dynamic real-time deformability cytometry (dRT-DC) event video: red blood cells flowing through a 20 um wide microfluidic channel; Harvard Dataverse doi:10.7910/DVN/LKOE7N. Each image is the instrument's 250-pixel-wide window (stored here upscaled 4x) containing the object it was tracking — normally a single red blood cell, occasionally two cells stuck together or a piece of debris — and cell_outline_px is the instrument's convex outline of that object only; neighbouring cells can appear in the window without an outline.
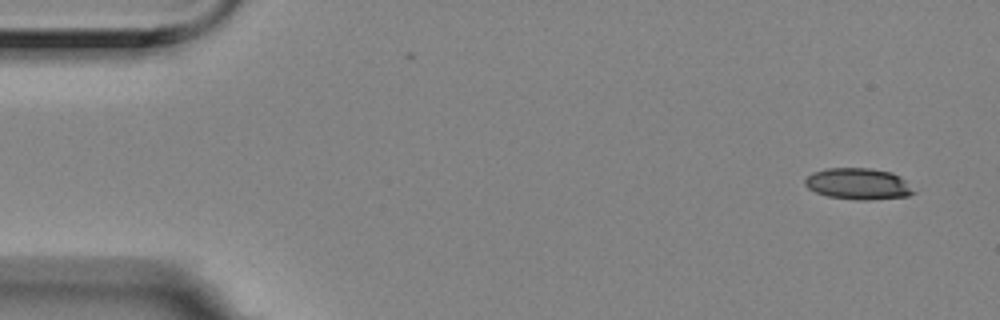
{"species": "Egyptian fruit bat (a non-hibernating species)", "species_latin": "Rousettus aegyptiacus", "temperature_condition": "room temperature", "stored_images_in_passage": 5, "camera_frame_rate_fps": 3000, "um_per_image_px": 0.085, "animal": {"sex": "female"}, "frame": {"image": 1, "passage_image": 1, "time_ms": 0.0, "image_size_px": [1000, 320], "cell_outline_px": [[916, 192], [908, 196], [868, 200], [856, 200], [828, 196], [816, 192], [808, 188], [804, 184], [804, 180], [812, 172], [824, 168], [872, 168], [892, 172], [900, 176]], "centroid_in_image_um": [72.94, 15.62], "position_along_channel_um": 12.1, "area_um2": 19.94}}
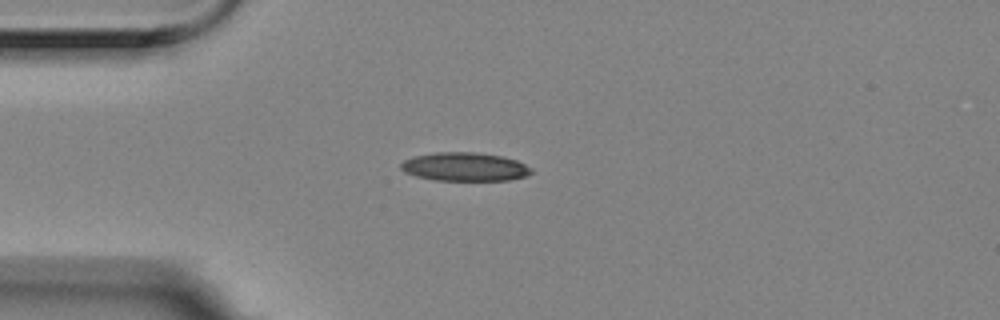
{"frame": {"image": 2, "passage_image": 4, "time_ms": 1.0, "image_size_px": [1000, 320], "cell_outline_px": [[532, 172], [524, 176], [508, 180], [436, 180], [416, 176], [404, 172], [400, 168], [400, 164], [404, 160], [416, 156], [436, 152], [472, 152], [500, 156], [516, 160], [532, 168]], "centroid_in_image_um": [39.47, 14.18], "position_along_channel_um": 45.5, "area_um2": 21.44}}